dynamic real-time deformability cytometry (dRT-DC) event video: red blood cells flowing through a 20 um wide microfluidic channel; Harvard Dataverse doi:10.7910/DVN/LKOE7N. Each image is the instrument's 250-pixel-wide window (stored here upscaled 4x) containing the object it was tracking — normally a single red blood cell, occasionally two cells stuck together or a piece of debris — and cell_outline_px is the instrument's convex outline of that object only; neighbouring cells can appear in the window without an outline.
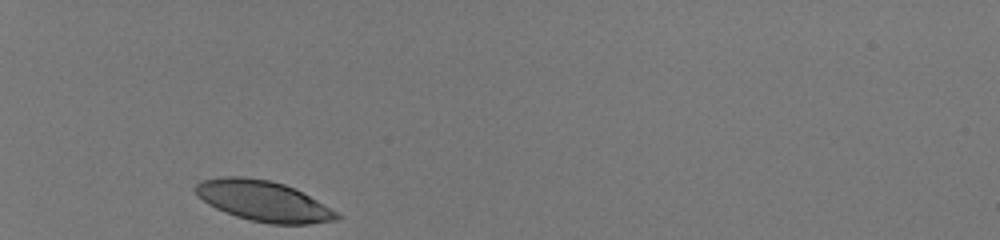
{"species": "human", "species_latin": "Homo sapiens", "temperature_condition": "room temperature", "stored_images_in_passage": 30, "camera_frame_rate_fps": 3000, "um_per_image_px": 0.085, "donor": {"sex": "male"}, "frame": {"image": 1, "passage_image": 1, "time_ms": 0.0, "image_size_px": [1000, 240], "cell_outline_px": [[344, 216], [336, 220], [308, 224], [272, 224], [252, 220], [236, 216], [224, 212], [208, 204], [196, 192], [196, 184], [200, 180], [220, 176], [244, 176], [272, 180], [284, 184], [316, 200]], "centroid_in_image_um": [22.38, 17.07], "position_along_channel_um": 62.6, "area_um2": 33.06}}
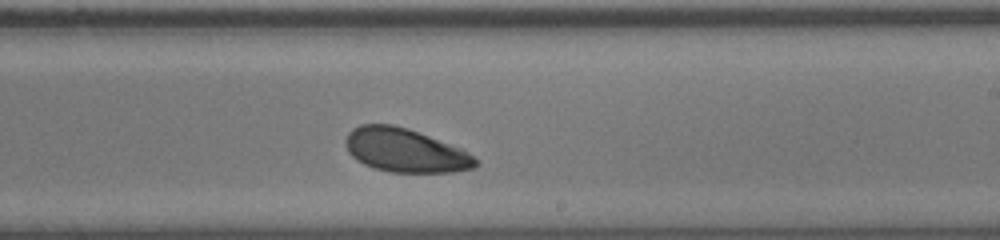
{"frame": {"image": 2, "passage_image": 18, "time_ms": 5.667, "image_size_px": [1000, 240], "cell_outline_px": [[480, 164], [476, 168], [452, 172], [388, 172], [364, 164], [356, 160], [348, 152], [344, 140], [348, 132], [352, 128], [360, 124], [392, 124], [408, 128], [460, 148], [468, 152]], "centroid_in_image_um": [34.42, 12.78], "position_along_channel_um": 254.6, "area_um2": 33.12}}
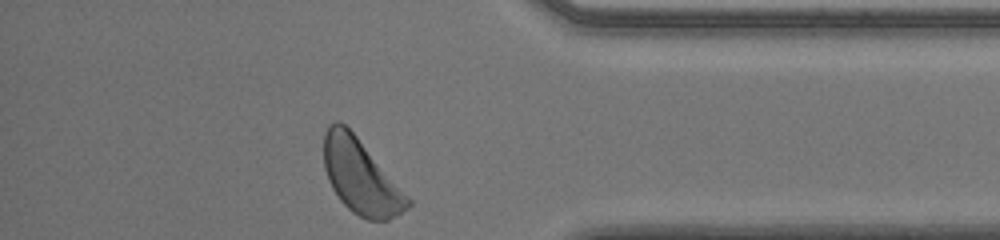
{"frame": {"image": 3, "passage_image": 30, "time_ms": 9.667, "image_size_px": [1000, 240], "cell_outline_px": [[412, 204], [408, 208], [388, 220], [368, 220], [352, 212], [340, 200], [332, 188], [328, 180], [324, 168], [324, 132], [328, 124], [336, 120], [340, 120], [356, 136], [412, 200]], "centroid_in_image_um": [30.64, 15.01], "position_along_channel_um": 404.6, "area_um2": 36.07}}